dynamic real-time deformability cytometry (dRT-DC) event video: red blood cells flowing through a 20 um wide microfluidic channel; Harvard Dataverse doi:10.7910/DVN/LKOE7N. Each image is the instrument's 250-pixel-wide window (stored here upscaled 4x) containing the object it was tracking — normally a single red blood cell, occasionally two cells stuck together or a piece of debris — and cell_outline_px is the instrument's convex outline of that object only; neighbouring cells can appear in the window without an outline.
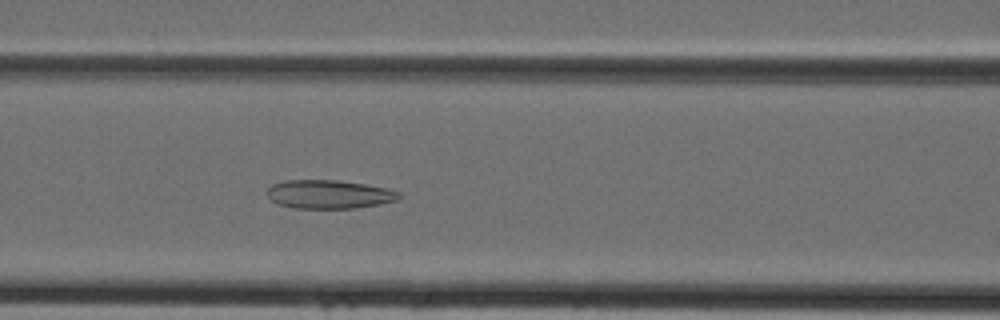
{"species": "Egyptian fruit bat (a non-hibernating species)", "species_latin": "Rousettus aegyptiacus", "temperature_condition": "cold", "stored_images_in_passage": 44, "camera_frame_rate_fps": 3000, "um_per_image_px": 0.085, "animal": {"sex": "female"}, "frame": {"image": 1, "passage_image": 18, "time_ms": 5.667, "image_size_px": [1000, 320], "cell_outline_px": [[404, 196], [400, 200], [380, 204], [356, 208], [296, 208], [280, 204], [272, 200], [264, 192], [272, 184], [288, 180], [336, 180], [364, 184], [388, 188], [400, 192]], "centroid_in_image_um": [28.03, 16.51], "position_along_channel_um": 138.6, "area_um2": 22.14}}
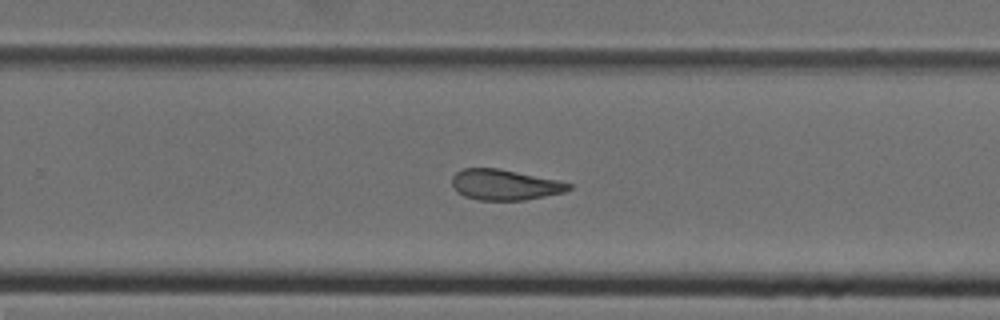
{"frame": {"image": 2, "passage_image": 28, "time_ms": 9.0, "image_size_px": [1000, 320], "cell_outline_px": [[572, 188], [564, 192], [524, 200], [476, 200], [464, 196], [456, 192], [452, 188], [452, 176], [456, 172], [464, 168], [500, 168], [560, 180], [572, 184]], "centroid_in_image_um": [42.89, 15.7], "position_along_channel_um": 286.9, "area_um2": 21.1}}
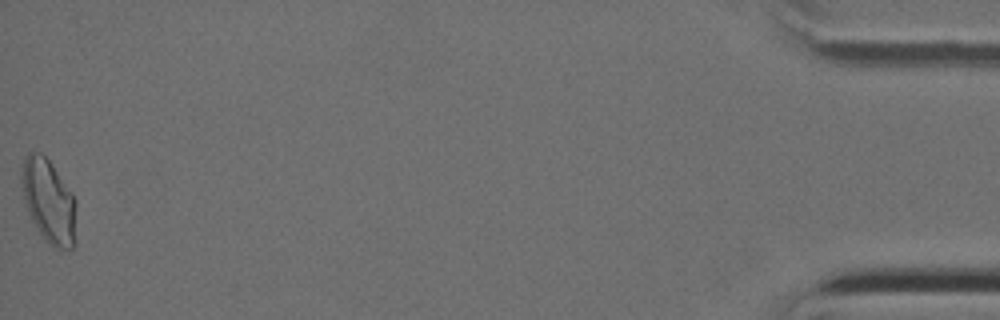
{"frame": {"image": 3, "passage_image": 44, "time_ms": 14.333, "image_size_px": [1000, 320], "cell_outline_px": [[76, 244], [72, 248], [60, 252], [52, 248], [48, 244], [32, 220], [24, 196], [20, 180], [20, 168], [28, 152], [40, 152], [52, 164], [72, 192], [76, 200]], "centroid_in_image_um": [4.18, 17.14], "position_along_channel_um": 431.0, "area_um2": 27.11}}